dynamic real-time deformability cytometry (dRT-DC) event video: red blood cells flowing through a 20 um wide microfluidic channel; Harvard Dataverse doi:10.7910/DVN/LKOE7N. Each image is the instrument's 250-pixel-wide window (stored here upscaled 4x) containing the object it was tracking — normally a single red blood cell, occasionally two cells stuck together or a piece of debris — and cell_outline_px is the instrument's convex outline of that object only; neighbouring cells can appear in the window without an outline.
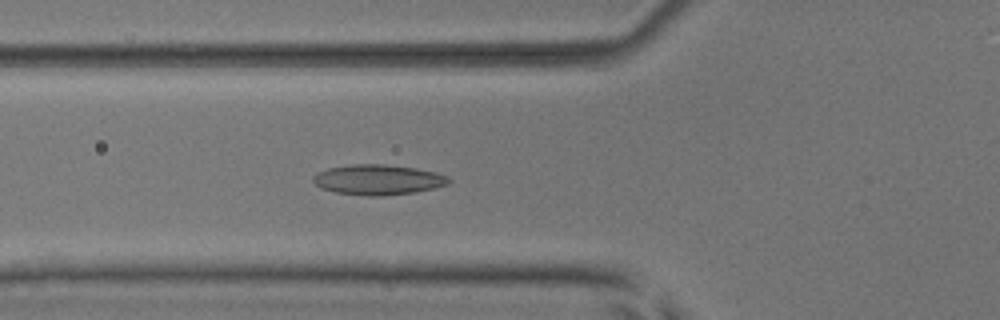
{"species": "common noctule bat (a hibernating species)", "species_latin": "Nyctalus noctula", "temperature_condition": "room temperature", "stored_images_in_passage": 55, "camera_frame_rate_fps": 3000, "um_per_image_px": 0.085, "animal": {"sex": "male", "body_mass_g": 17.9, "forearm_length_mm": 54.2}, "frame": {"image": 1, "passage_image": 21, "time_ms": 6.667, "image_size_px": [1000, 320], "cell_outline_px": [[452, 180], [448, 184], [416, 192], [380, 196], [368, 196], [336, 192], [320, 188], [312, 180], [312, 176], [316, 172], [328, 168], [352, 164], [384, 164], [416, 168], [436, 172], [448, 176]], "centroid_in_image_um": [32.12, 15.27], "position_along_channel_um": 93.7, "area_um2": 23.99}}
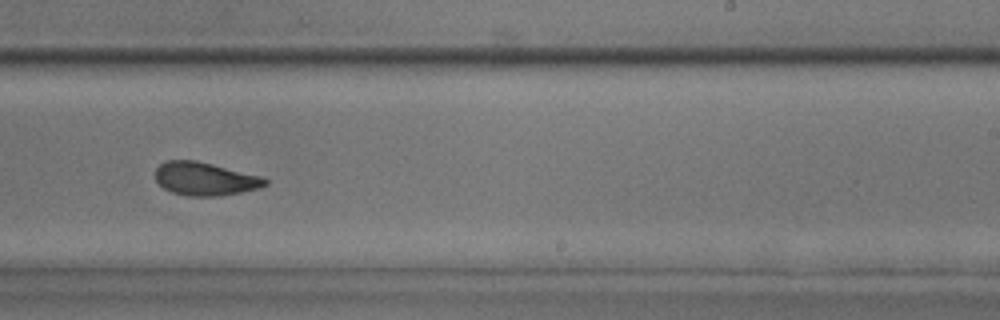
{"frame": {"image": 2, "passage_image": 35, "time_ms": 11.333, "image_size_px": [1000, 320], "cell_outline_px": [[268, 184], [260, 188], [220, 196], [188, 196], [172, 192], [164, 188], [156, 180], [156, 168], [164, 160], [196, 160], [260, 176], [268, 180]], "centroid_in_image_um": [17.41, 15.2], "position_along_channel_um": 271.6, "area_um2": 21.15}}
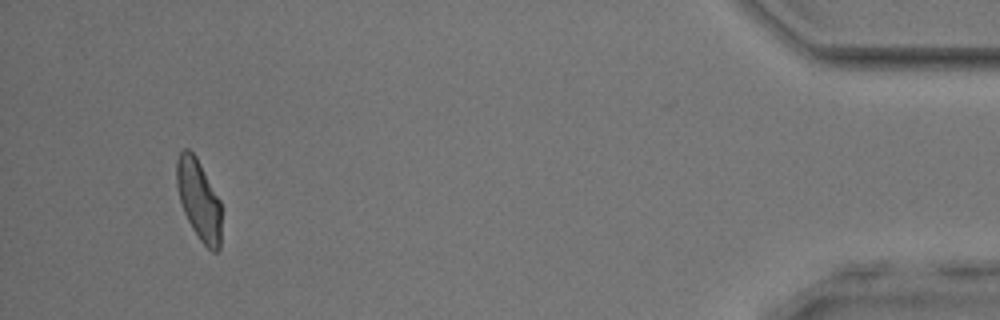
{"frame": {"image": 3, "passage_image": 52, "time_ms": 17.0, "image_size_px": [1000, 320], "cell_outline_px": [[220, 248], [216, 252], [212, 252], [200, 240], [192, 228], [184, 212], [180, 200], [176, 184], [176, 160], [180, 152], [184, 148], [188, 148], [196, 156], [220, 200]], "centroid_in_image_um": [16.88, 16.96], "position_along_channel_um": 418.3, "area_um2": 20.81}, "authors_computed_cell_mechanics": {"area_um2": 22.0796, "velocity_mm_per_s": 3.8246, "shape_relaxation_time_tau1_ms": 6.2803, "shape_relaxation_time_tau2_ms": 2.0009, "deformation_change_tau1": 0.1487, "deformation_change_tau2": 0.0851}}